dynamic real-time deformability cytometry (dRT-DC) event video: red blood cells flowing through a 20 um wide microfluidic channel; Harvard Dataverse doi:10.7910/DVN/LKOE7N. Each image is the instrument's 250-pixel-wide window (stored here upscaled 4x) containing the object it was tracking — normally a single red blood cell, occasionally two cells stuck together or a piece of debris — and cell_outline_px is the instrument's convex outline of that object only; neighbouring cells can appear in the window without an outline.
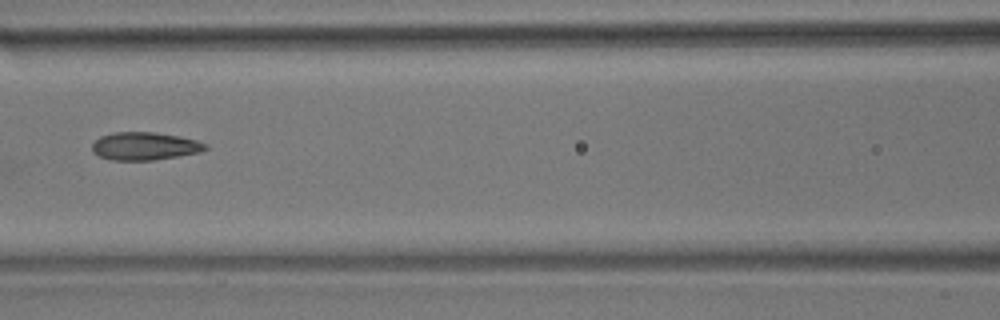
{"species": "common noctule bat (a hibernating species)", "species_latin": "Nyctalus noctula", "temperature_condition": "room temperature", "stored_images_in_passage": 12, "camera_frame_rate_fps": 3000, "um_per_image_px": 0.085, "animal": {"sex": "male", "body_mass_g": 17.9}, "frame": {"image": 1, "passage_image": 4, "time_ms": 3.667, "image_size_px": [1000, 320], "cell_outline_px": [[208, 148], [200, 152], [152, 160], [112, 160], [100, 156], [92, 152], [92, 144], [100, 136], [112, 132], [156, 132], [180, 136], [196, 140], [208, 144]], "centroid_in_image_um": [12.3, 12.41], "position_along_channel_um": 154.3, "area_um2": 18.44}}
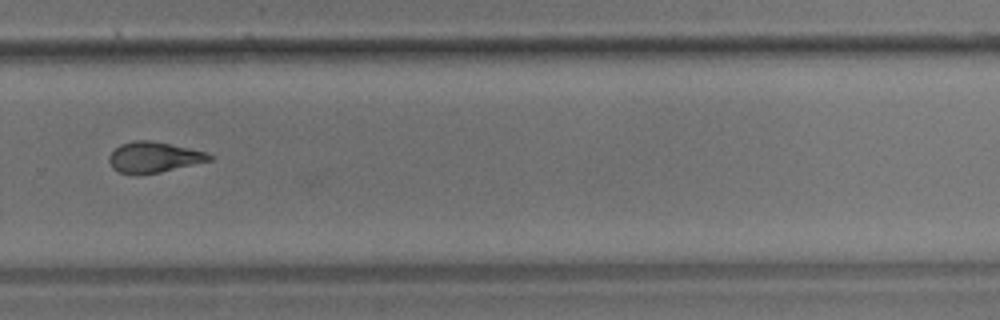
{"frame": {"image": 2, "passage_image": 8, "time_ms": 8.333, "image_size_px": [1000, 320], "cell_outline_px": [[212, 160], [160, 172], [136, 176], [120, 172], [112, 168], [108, 160], [108, 156], [120, 144], [136, 140], [152, 140], [188, 148], [204, 152], [212, 156]], "centroid_in_image_um": [13.02, 13.38], "position_along_channel_um": 316.8, "area_um2": 17.92}}
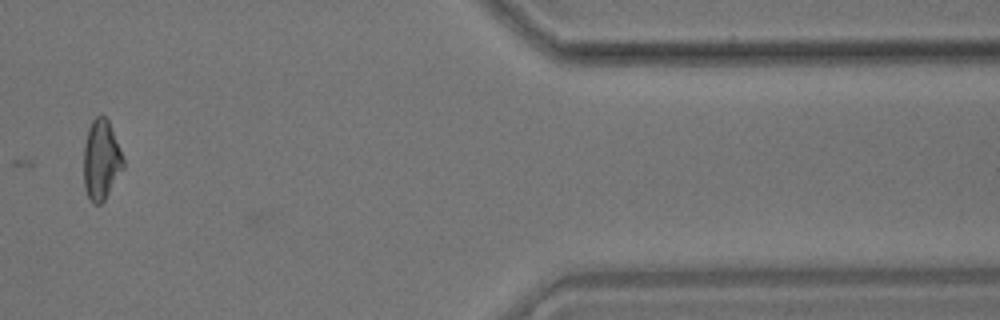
{"frame": {"image": 3, "passage_image": 10, "time_ms": 12.0, "image_size_px": [1000, 320], "cell_outline_px": [[124, 168], [104, 200], [100, 204], [92, 204], [84, 188], [84, 144], [88, 128], [92, 120], [96, 116], [104, 116], [108, 120], [124, 160]], "centroid_in_image_um": [8.59, 13.61], "position_along_channel_um": 402.8, "area_um2": 18.32}, "authors_computed_cell_mechanics": {"area_um2": 18.1781, "velocity_mm_per_s": 3.4862, "shape_relaxation_time_tau1_ms": 2.5983, "shape_relaxation_time_tau2_ms": null, "deformation_change_tau1": 0.1145, "deformation_change_tau2": null}}